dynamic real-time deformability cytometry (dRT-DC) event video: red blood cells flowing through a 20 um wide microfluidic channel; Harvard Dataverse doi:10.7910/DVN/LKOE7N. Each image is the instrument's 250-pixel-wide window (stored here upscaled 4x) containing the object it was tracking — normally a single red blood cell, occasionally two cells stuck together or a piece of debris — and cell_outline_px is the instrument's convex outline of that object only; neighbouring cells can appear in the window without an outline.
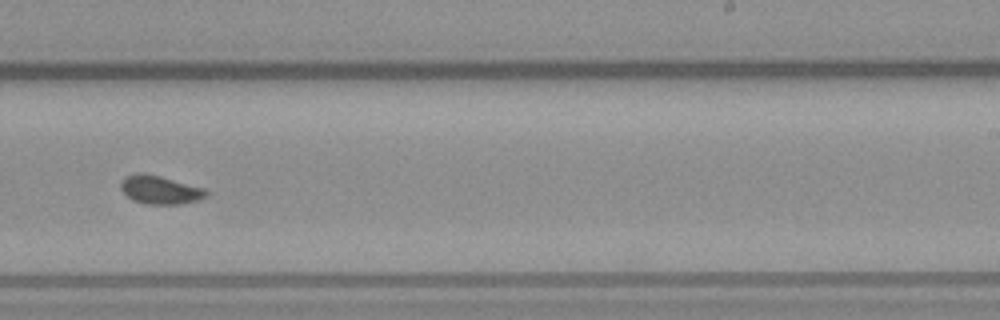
{"species": "common noctule bat (a hibernating species)", "species_latin": "Nyctalus noctula", "temperature_condition": "warm", "stored_images_in_passage": 21, "camera_frame_rate_fps": 3000, "um_per_image_px": 0.085, "animal": {"sex": "male", "body_mass_g": 23.1, "forearm_length_mm": 52.7}, "frame": {"image": 1, "passage_image": 18, "time_ms": 5.667, "image_size_px": [1000, 320], "cell_outline_px": [[208, 196], [196, 200], [180, 204], [144, 204], [132, 200], [120, 188], [120, 184], [124, 176], [136, 172], [144, 172], [160, 176], [204, 188], [208, 192]], "centroid_in_image_um": [13.57, 16.12], "position_along_channel_um": 275.4, "area_um2": 14.22}}